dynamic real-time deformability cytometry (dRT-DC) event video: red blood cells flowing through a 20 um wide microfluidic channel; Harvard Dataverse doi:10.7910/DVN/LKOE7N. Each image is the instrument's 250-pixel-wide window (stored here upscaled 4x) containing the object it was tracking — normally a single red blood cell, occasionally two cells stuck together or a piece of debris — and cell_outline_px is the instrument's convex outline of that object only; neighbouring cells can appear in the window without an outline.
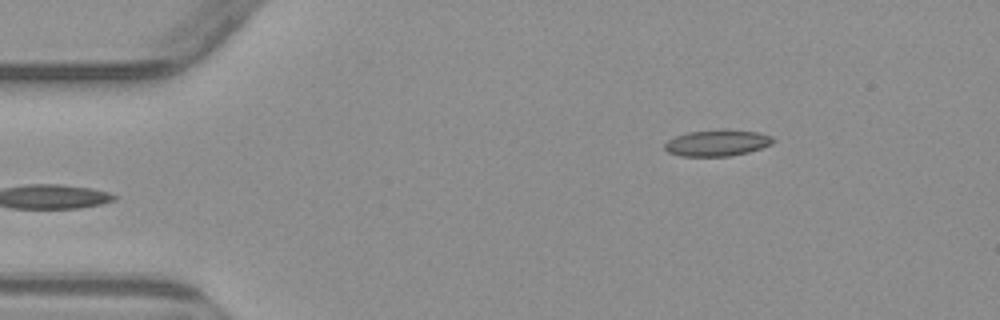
{"species": "common noctule bat (a hibernating species)", "species_latin": "Nyctalus noctula", "temperature_condition": "warm", "stored_images_in_passage": 4, "camera_frame_rate_fps": 3000, "um_per_image_px": 0.085, "animal": {"sex": "male", "body_mass_g": 23.1, "forearm_length_mm": 52.7}, "frame": {"image": 1, "passage_image": 4, "time_ms": 3.667, "image_size_px": [1000, 320], "cell_outline_px": [[776, 140], [772, 144], [748, 152], [728, 156], [680, 156], [668, 152], [664, 148], [664, 144], [668, 140], [676, 136], [688, 132], [720, 128], [728, 128], [760, 132], [772, 136]], "centroid_in_image_um": [60.99, 12.12], "position_along_channel_um": 24.0, "area_um2": 16.99}}